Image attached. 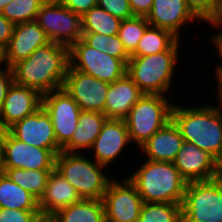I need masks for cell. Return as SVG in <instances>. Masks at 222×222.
Returning <instances> with one entry per match:
<instances>
[{"mask_svg": "<svg viewBox=\"0 0 222 222\" xmlns=\"http://www.w3.org/2000/svg\"><path fill=\"white\" fill-rule=\"evenodd\" d=\"M68 66L69 48L50 41L11 68L16 84L43 95L64 86Z\"/></svg>", "mask_w": 222, "mask_h": 222, "instance_id": "cell-1", "label": "cell"}, {"mask_svg": "<svg viewBox=\"0 0 222 222\" xmlns=\"http://www.w3.org/2000/svg\"><path fill=\"white\" fill-rule=\"evenodd\" d=\"M222 107L172 108V120L184 141L195 144L222 164Z\"/></svg>", "mask_w": 222, "mask_h": 222, "instance_id": "cell-2", "label": "cell"}, {"mask_svg": "<svg viewBox=\"0 0 222 222\" xmlns=\"http://www.w3.org/2000/svg\"><path fill=\"white\" fill-rule=\"evenodd\" d=\"M128 179L143 202L182 204L187 181L172 162L147 160Z\"/></svg>", "mask_w": 222, "mask_h": 222, "instance_id": "cell-3", "label": "cell"}, {"mask_svg": "<svg viewBox=\"0 0 222 222\" xmlns=\"http://www.w3.org/2000/svg\"><path fill=\"white\" fill-rule=\"evenodd\" d=\"M179 41L168 51L148 56H131L127 74L144 94L164 95L171 86L178 61Z\"/></svg>", "mask_w": 222, "mask_h": 222, "instance_id": "cell-4", "label": "cell"}, {"mask_svg": "<svg viewBox=\"0 0 222 222\" xmlns=\"http://www.w3.org/2000/svg\"><path fill=\"white\" fill-rule=\"evenodd\" d=\"M105 166L78 153L60 151L55 168L78 192L82 199H102L111 179L103 173Z\"/></svg>", "mask_w": 222, "mask_h": 222, "instance_id": "cell-5", "label": "cell"}, {"mask_svg": "<svg viewBox=\"0 0 222 222\" xmlns=\"http://www.w3.org/2000/svg\"><path fill=\"white\" fill-rule=\"evenodd\" d=\"M174 104L164 95L143 94L124 118L131 142L140 147L172 120Z\"/></svg>", "mask_w": 222, "mask_h": 222, "instance_id": "cell-6", "label": "cell"}, {"mask_svg": "<svg viewBox=\"0 0 222 222\" xmlns=\"http://www.w3.org/2000/svg\"><path fill=\"white\" fill-rule=\"evenodd\" d=\"M182 222H222V177L187 182Z\"/></svg>", "mask_w": 222, "mask_h": 222, "instance_id": "cell-7", "label": "cell"}, {"mask_svg": "<svg viewBox=\"0 0 222 222\" xmlns=\"http://www.w3.org/2000/svg\"><path fill=\"white\" fill-rule=\"evenodd\" d=\"M51 42L70 48L83 34L82 16L77 15L59 0L45 1L35 20Z\"/></svg>", "mask_w": 222, "mask_h": 222, "instance_id": "cell-8", "label": "cell"}, {"mask_svg": "<svg viewBox=\"0 0 222 222\" xmlns=\"http://www.w3.org/2000/svg\"><path fill=\"white\" fill-rule=\"evenodd\" d=\"M69 65L109 84L127 73V65L122 60L92 48L82 39L69 48Z\"/></svg>", "mask_w": 222, "mask_h": 222, "instance_id": "cell-9", "label": "cell"}, {"mask_svg": "<svg viewBox=\"0 0 222 222\" xmlns=\"http://www.w3.org/2000/svg\"><path fill=\"white\" fill-rule=\"evenodd\" d=\"M62 149H45L24 143L8 130L1 131L2 168L53 170L55 157Z\"/></svg>", "mask_w": 222, "mask_h": 222, "instance_id": "cell-10", "label": "cell"}, {"mask_svg": "<svg viewBox=\"0 0 222 222\" xmlns=\"http://www.w3.org/2000/svg\"><path fill=\"white\" fill-rule=\"evenodd\" d=\"M42 107L50 115L57 144L62 148L75 132L82 110L63 87L43 94Z\"/></svg>", "mask_w": 222, "mask_h": 222, "instance_id": "cell-11", "label": "cell"}, {"mask_svg": "<svg viewBox=\"0 0 222 222\" xmlns=\"http://www.w3.org/2000/svg\"><path fill=\"white\" fill-rule=\"evenodd\" d=\"M106 222H138L143 200L128 179L109 182L102 198Z\"/></svg>", "mask_w": 222, "mask_h": 222, "instance_id": "cell-12", "label": "cell"}, {"mask_svg": "<svg viewBox=\"0 0 222 222\" xmlns=\"http://www.w3.org/2000/svg\"><path fill=\"white\" fill-rule=\"evenodd\" d=\"M63 88L71 95L82 111L104 114L109 83L73 69L69 65Z\"/></svg>", "mask_w": 222, "mask_h": 222, "instance_id": "cell-13", "label": "cell"}, {"mask_svg": "<svg viewBox=\"0 0 222 222\" xmlns=\"http://www.w3.org/2000/svg\"><path fill=\"white\" fill-rule=\"evenodd\" d=\"M180 175L187 181H208L221 176V164L195 144L184 141L174 160Z\"/></svg>", "mask_w": 222, "mask_h": 222, "instance_id": "cell-14", "label": "cell"}, {"mask_svg": "<svg viewBox=\"0 0 222 222\" xmlns=\"http://www.w3.org/2000/svg\"><path fill=\"white\" fill-rule=\"evenodd\" d=\"M41 106L42 95L37 90L13 81L0 108V131L8 130Z\"/></svg>", "mask_w": 222, "mask_h": 222, "instance_id": "cell-15", "label": "cell"}, {"mask_svg": "<svg viewBox=\"0 0 222 222\" xmlns=\"http://www.w3.org/2000/svg\"><path fill=\"white\" fill-rule=\"evenodd\" d=\"M8 131L18 140L45 149H62L54 134L50 115L41 106L33 114L16 122Z\"/></svg>", "mask_w": 222, "mask_h": 222, "instance_id": "cell-16", "label": "cell"}, {"mask_svg": "<svg viewBox=\"0 0 222 222\" xmlns=\"http://www.w3.org/2000/svg\"><path fill=\"white\" fill-rule=\"evenodd\" d=\"M50 40L36 21L24 22L14 26L13 35L4 51V62L12 67L20 60L28 58L37 48Z\"/></svg>", "mask_w": 222, "mask_h": 222, "instance_id": "cell-17", "label": "cell"}, {"mask_svg": "<svg viewBox=\"0 0 222 222\" xmlns=\"http://www.w3.org/2000/svg\"><path fill=\"white\" fill-rule=\"evenodd\" d=\"M130 142L124 119H107L91 148L95 152L94 161L107 167Z\"/></svg>", "mask_w": 222, "mask_h": 222, "instance_id": "cell-18", "label": "cell"}, {"mask_svg": "<svg viewBox=\"0 0 222 222\" xmlns=\"http://www.w3.org/2000/svg\"><path fill=\"white\" fill-rule=\"evenodd\" d=\"M146 19L151 26L169 30L180 39L181 26L199 18L188 7L186 0H154Z\"/></svg>", "mask_w": 222, "mask_h": 222, "instance_id": "cell-19", "label": "cell"}, {"mask_svg": "<svg viewBox=\"0 0 222 222\" xmlns=\"http://www.w3.org/2000/svg\"><path fill=\"white\" fill-rule=\"evenodd\" d=\"M82 200L77 190L53 169L47 179L44 194L38 201L39 211L47 221L58 210Z\"/></svg>", "mask_w": 222, "mask_h": 222, "instance_id": "cell-20", "label": "cell"}, {"mask_svg": "<svg viewBox=\"0 0 222 222\" xmlns=\"http://www.w3.org/2000/svg\"><path fill=\"white\" fill-rule=\"evenodd\" d=\"M143 94L126 73L109 84L104 107L105 116L108 119H124Z\"/></svg>", "mask_w": 222, "mask_h": 222, "instance_id": "cell-21", "label": "cell"}, {"mask_svg": "<svg viewBox=\"0 0 222 222\" xmlns=\"http://www.w3.org/2000/svg\"><path fill=\"white\" fill-rule=\"evenodd\" d=\"M184 139L178 126L173 120L155 132L144 144L140 146L147 160L174 162Z\"/></svg>", "mask_w": 222, "mask_h": 222, "instance_id": "cell-22", "label": "cell"}, {"mask_svg": "<svg viewBox=\"0 0 222 222\" xmlns=\"http://www.w3.org/2000/svg\"><path fill=\"white\" fill-rule=\"evenodd\" d=\"M107 119L103 113L81 111L76 130L71 139L62 147V151L77 153L83 148L91 149Z\"/></svg>", "mask_w": 222, "mask_h": 222, "instance_id": "cell-23", "label": "cell"}, {"mask_svg": "<svg viewBox=\"0 0 222 222\" xmlns=\"http://www.w3.org/2000/svg\"><path fill=\"white\" fill-rule=\"evenodd\" d=\"M46 222H106L102 199H82L58 210Z\"/></svg>", "mask_w": 222, "mask_h": 222, "instance_id": "cell-24", "label": "cell"}, {"mask_svg": "<svg viewBox=\"0 0 222 222\" xmlns=\"http://www.w3.org/2000/svg\"><path fill=\"white\" fill-rule=\"evenodd\" d=\"M0 208L39 211L38 200L0 172Z\"/></svg>", "mask_w": 222, "mask_h": 222, "instance_id": "cell-25", "label": "cell"}, {"mask_svg": "<svg viewBox=\"0 0 222 222\" xmlns=\"http://www.w3.org/2000/svg\"><path fill=\"white\" fill-rule=\"evenodd\" d=\"M180 39L166 29L149 25L130 56H148L170 50Z\"/></svg>", "mask_w": 222, "mask_h": 222, "instance_id": "cell-26", "label": "cell"}, {"mask_svg": "<svg viewBox=\"0 0 222 222\" xmlns=\"http://www.w3.org/2000/svg\"><path fill=\"white\" fill-rule=\"evenodd\" d=\"M52 170H26L2 168L11 181L32 194L38 201L44 194L48 176Z\"/></svg>", "mask_w": 222, "mask_h": 222, "instance_id": "cell-27", "label": "cell"}, {"mask_svg": "<svg viewBox=\"0 0 222 222\" xmlns=\"http://www.w3.org/2000/svg\"><path fill=\"white\" fill-rule=\"evenodd\" d=\"M122 20L114 17L98 5L82 16L83 33H97L106 36L117 35Z\"/></svg>", "mask_w": 222, "mask_h": 222, "instance_id": "cell-28", "label": "cell"}, {"mask_svg": "<svg viewBox=\"0 0 222 222\" xmlns=\"http://www.w3.org/2000/svg\"><path fill=\"white\" fill-rule=\"evenodd\" d=\"M138 222H182L181 204L143 202Z\"/></svg>", "mask_w": 222, "mask_h": 222, "instance_id": "cell-29", "label": "cell"}, {"mask_svg": "<svg viewBox=\"0 0 222 222\" xmlns=\"http://www.w3.org/2000/svg\"><path fill=\"white\" fill-rule=\"evenodd\" d=\"M81 39L89 46L122 60L126 65L130 55L125 50L118 35L106 36L97 33H83Z\"/></svg>", "mask_w": 222, "mask_h": 222, "instance_id": "cell-30", "label": "cell"}, {"mask_svg": "<svg viewBox=\"0 0 222 222\" xmlns=\"http://www.w3.org/2000/svg\"><path fill=\"white\" fill-rule=\"evenodd\" d=\"M44 0H12L1 14L14 25L35 21Z\"/></svg>", "mask_w": 222, "mask_h": 222, "instance_id": "cell-31", "label": "cell"}, {"mask_svg": "<svg viewBox=\"0 0 222 222\" xmlns=\"http://www.w3.org/2000/svg\"><path fill=\"white\" fill-rule=\"evenodd\" d=\"M149 25L146 17L142 16H133L122 20L117 35L129 55L136 50L139 40Z\"/></svg>", "mask_w": 222, "mask_h": 222, "instance_id": "cell-32", "label": "cell"}, {"mask_svg": "<svg viewBox=\"0 0 222 222\" xmlns=\"http://www.w3.org/2000/svg\"><path fill=\"white\" fill-rule=\"evenodd\" d=\"M0 222H46L40 211L0 208Z\"/></svg>", "mask_w": 222, "mask_h": 222, "instance_id": "cell-33", "label": "cell"}, {"mask_svg": "<svg viewBox=\"0 0 222 222\" xmlns=\"http://www.w3.org/2000/svg\"><path fill=\"white\" fill-rule=\"evenodd\" d=\"M97 5L121 20L134 16L129 0H98Z\"/></svg>", "mask_w": 222, "mask_h": 222, "instance_id": "cell-34", "label": "cell"}, {"mask_svg": "<svg viewBox=\"0 0 222 222\" xmlns=\"http://www.w3.org/2000/svg\"><path fill=\"white\" fill-rule=\"evenodd\" d=\"M219 0H186L188 7L199 18L205 21L215 10Z\"/></svg>", "mask_w": 222, "mask_h": 222, "instance_id": "cell-35", "label": "cell"}, {"mask_svg": "<svg viewBox=\"0 0 222 222\" xmlns=\"http://www.w3.org/2000/svg\"><path fill=\"white\" fill-rule=\"evenodd\" d=\"M65 7L79 16H83L92 7L97 6L98 0H59Z\"/></svg>", "mask_w": 222, "mask_h": 222, "instance_id": "cell-36", "label": "cell"}, {"mask_svg": "<svg viewBox=\"0 0 222 222\" xmlns=\"http://www.w3.org/2000/svg\"><path fill=\"white\" fill-rule=\"evenodd\" d=\"M14 24L0 13V48L3 50L8 46L14 31Z\"/></svg>", "mask_w": 222, "mask_h": 222, "instance_id": "cell-37", "label": "cell"}, {"mask_svg": "<svg viewBox=\"0 0 222 222\" xmlns=\"http://www.w3.org/2000/svg\"><path fill=\"white\" fill-rule=\"evenodd\" d=\"M13 81L12 68L6 66L4 70L0 69V108L6 97L7 90Z\"/></svg>", "mask_w": 222, "mask_h": 222, "instance_id": "cell-38", "label": "cell"}, {"mask_svg": "<svg viewBox=\"0 0 222 222\" xmlns=\"http://www.w3.org/2000/svg\"><path fill=\"white\" fill-rule=\"evenodd\" d=\"M134 16L146 17L152 9L154 0H129Z\"/></svg>", "mask_w": 222, "mask_h": 222, "instance_id": "cell-39", "label": "cell"}, {"mask_svg": "<svg viewBox=\"0 0 222 222\" xmlns=\"http://www.w3.org/2000/svg\"><path fill=\"white\" fill-rule=\"evenodd\" d=\"M205 21L214 25V27L220 28L222 25V0L217 2L215 10Z\"/></svg>", "mask_w": 222, "mask_h": 222, "instance_id": "cell-40", "label": "cell"}, {"mask_svg": "<svg viewBox=\"0 0 222 222\" xmlns=\"http://www.w3.org/2000/svg\"><path fill=\"white\" fill-rule=\"evenodd\" d=\"M216 75H217V77L216 78H218V98H219V100H220V106H222V65H218L217 66V68H216Z\"/></svg>", "mask_w": 222, "mask_h": 222, "instance_id": "cell-41", "label": "cell"}, {"mask_svg": "<svg viewBox=\"0 0 222 222\" xmlns=\"http://www.w3.org/2000/svg\"><path fill=\"white\" fill-rule=\"evenodd\" d=\"M212 42L215 44L214 46H216L219 56L222 59V31L213 35Z\"/></svg>", "mask_w": 222, "mask_h": 222, "instance_id": "cell-42", "label": "cell"}, {"mask_svg": "<svg viewBox=\"0 0 222 222\" xmlns=\"http://www.w3.org/2000/svg\"><path fill=\"white\" fill-rule=\"evenodd\" d=\"M12 0H0V13L2 12L3 8L9 4Z\"/></svg>", "mask_w": 222, "mask_h": 222, "instance_id": "cell-43", "label": "cell"}, {"mask_svg": "<svg viewBox=\"0 0 222 222\" xmlns=\"http://www.w3.org/2000/svg\"><path fill=\"white\" fill-rule=\"evenodd\" d=\"M4 63V51L0 48V65Z\"/></svg>", "mask_w": 222, "mask_h": 222, "instance_id": "cell-44", "label": "cell"}, {"mask_svg": "<svg viewBox=\"0 0 222 222\" xmlns=\"http://www.w3.org/2000/svg\"><path fill=\"white\" fill-rule=\"evenodd\" d=\"M2 171V156H1V131H0V172Z\"/></svg>", "mask_w": 222, "mask_h": 222, "instance_id": "cell-45", "label": "cell"}]
</instances>
